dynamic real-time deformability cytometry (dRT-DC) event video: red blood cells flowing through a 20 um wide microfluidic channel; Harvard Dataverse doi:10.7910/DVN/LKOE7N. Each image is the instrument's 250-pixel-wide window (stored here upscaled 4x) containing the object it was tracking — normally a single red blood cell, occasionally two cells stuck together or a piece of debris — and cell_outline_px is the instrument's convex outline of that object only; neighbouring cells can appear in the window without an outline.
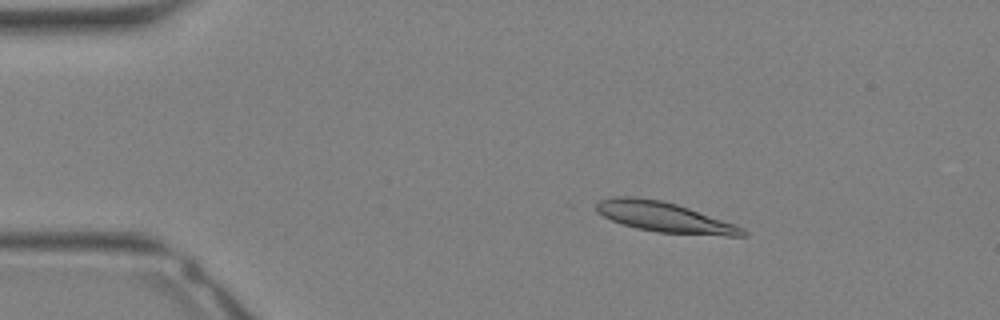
{"species": "Egyptian fruit bat (a non-hibernating species)", "species_latin": "Rousettus aegyptiacus", "temperature_condition": "warm", "stored_images_in_passage": 19, "camera_frame_rate_fps": 3000, "um_per_image_px": 0.085, "animal": {"sex": "female"}, "frame": {"image": 1, "passage_image": 5, "time_ms": 1.333, "image_size_px": [1000, 320], "cell_outline_px": [[748, 236], [724, 236], [656, 232], [636, 228], [612, 220], [596, 212], [596, 204], [600, 200], [616, 196], [636, 196], [660, 200], [676, 204], [688, 208], [744, 228], [748, 232]], "centroid_in_image_um": [56.47, 18.46], "position_along_channel_um": 28.5, "area_um2": 25.49}}
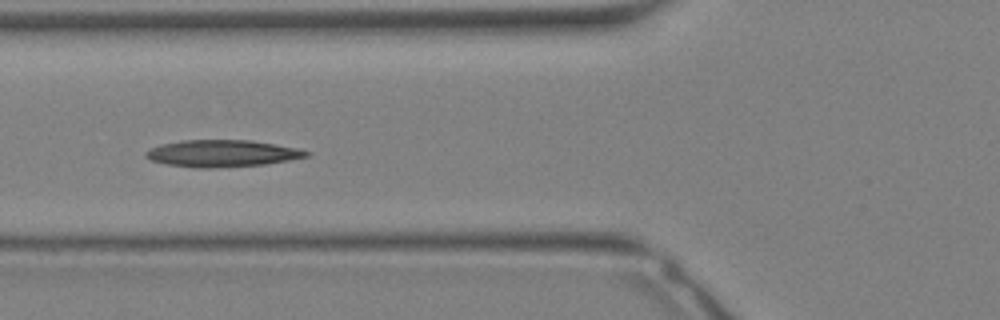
{"frame": {"image": 2, "passage_image": 12, "time_ms": 3.667, "image_size_px": [1000, 320], "cell_outline_px": [[312, 152], [308, 156], [288, 160], [264, 164], [216, 168], [196, 168], [168, 164], [152, 160], [144, 156], [144, 152], [148, 148], [160, 144], [180, 140], [252, 140], [276, 144], [296, 148]], "centroid_in_image_um": [18.84, 13.03], "position_along_channel_um": 107.0, "area_um2": 25.26}}
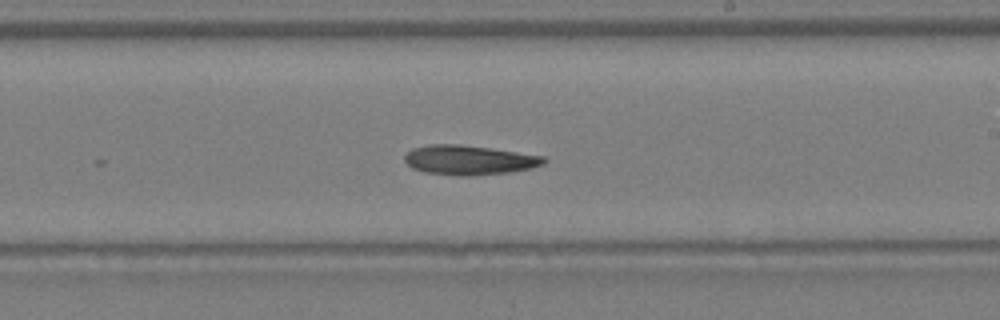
{"frame": {"image": 3, "passage_image": 19, "time_ms": 6.0, "image_size_px": [1000, 320], "cell_outline_px": [[548, 160], [544, 164], [532, 168], [508, 172], [468, 176], [460, 176], [424, 172], [412, 168], [404, 160], [404, 156], [412, 148], [432, 144], [460, 144], [544, 156]], "centroid_in_image_um": [39.86, 13.6], "position_along_channel_um": 249.1, "area_um2": 23.87}}